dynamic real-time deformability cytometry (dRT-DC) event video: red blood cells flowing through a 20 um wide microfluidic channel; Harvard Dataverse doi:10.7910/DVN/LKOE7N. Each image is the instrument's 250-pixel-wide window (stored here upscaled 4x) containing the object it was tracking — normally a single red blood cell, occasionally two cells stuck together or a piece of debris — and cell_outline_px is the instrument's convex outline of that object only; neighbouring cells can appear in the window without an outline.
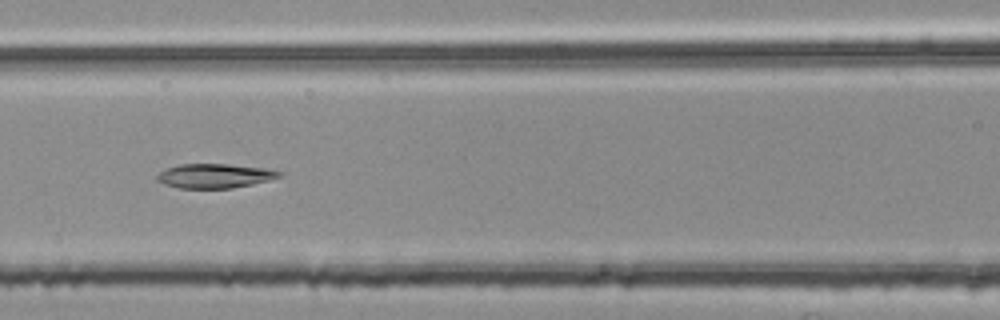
{"species": "common noctule bat (a hibernating species)", "species_latin": "Nyctalus noctula", "temperature_condition": "room temperature", "stored_images_in_passage": 48, "camera_frame_rate_fps": 3000, "um_per_image_px": 0.085, "animal": {"sex": "female", "body_mass_g": 25.1}, "frame": {"image": 1, "passage_image": 23, "time_ms": 7.333, "image_size_px": [1000, 320], "cell_outline_px": [[284, 172], [280, 176], [268, 180], [252, 184], [232, 188], [180, 188], [164, 184], [156, 180], [156, 176], [164, 168], [180, 164], [228, 164], [268, 168]], "centroid_in_image_um": [18.24, 14.94], "position_along_channel_um": 148.4, "area_um2": 17.4}}
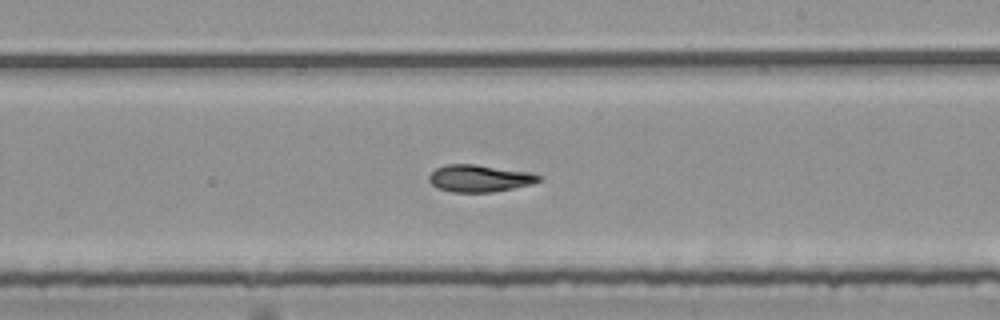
{"frame": {"image": 2, "passage_image": 31, "time_ms": 10.0, "image_size_px": [1000, 320], "cell_outline_px": [[544, 176], [540, 180], [532, 184], [492, 192], [452, 192], [436, 188], [428, 180], [428, 176], [436, 168], [444, 164], [476, 164], [532, 172]], "centroid_in_image_um": [40.76, 15.15], "position_along_channel_um": 248.2, "area_um2": 17.57}}
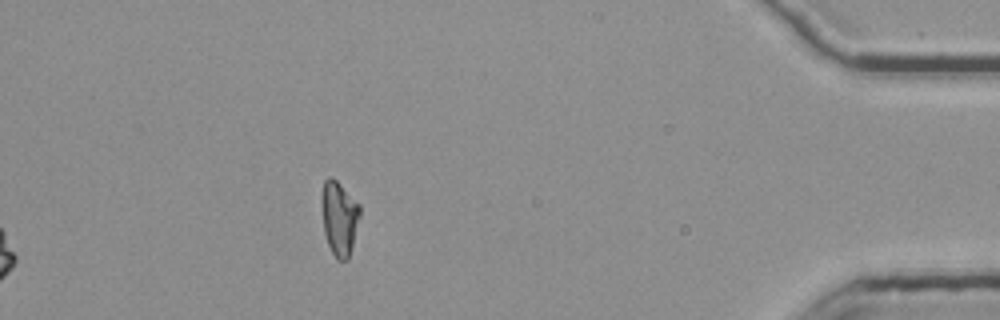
{"frame": {"image": 3, "passage_image": 48, "time_ms": 15.667, "image_size_px": [1000, 320], "cell_outline_px": [[360, 216], [348, 260], [336, 260], [328, 244], [324, 232], [324, 180], [328, 176], [332, 176], [360, 204]], "centroid_in_image_um": [28.88, 18.56], "position_along_channel_um": 406.3, "area_um2": 15.95}, "authors_computed_cell_mechanics": {"area_um2": 17.7735, "velocity_mm_per_s": 3.7548, "shape_relaxation_time_tau1_ms": null, "shape_relaxation_time_tau2_ms": 10.2485, "deformation_change_tau1": null, "deformation_change_tau2": 0.181}}